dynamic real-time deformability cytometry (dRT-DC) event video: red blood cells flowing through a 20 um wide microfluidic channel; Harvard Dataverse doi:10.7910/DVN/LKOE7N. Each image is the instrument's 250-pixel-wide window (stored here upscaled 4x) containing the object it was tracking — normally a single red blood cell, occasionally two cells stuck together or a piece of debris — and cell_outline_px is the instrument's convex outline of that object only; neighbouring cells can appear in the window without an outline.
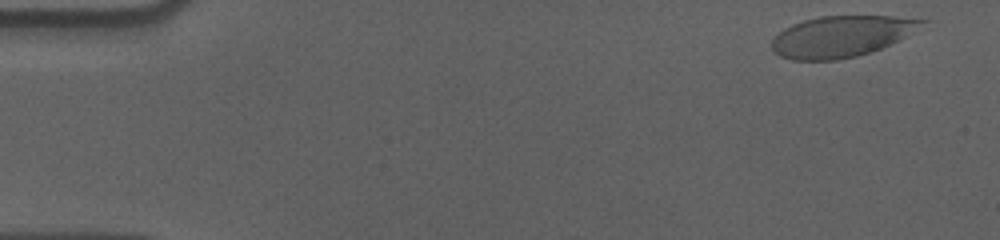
{"species": "human", "species_latin": "Homo sapiens", "temperature_condition": "cold", "stored_images_in_passage": 56, "camera_frame_rate_fps": 3000, "um_per_image_px": 0.085, "donor": {"sex": "male"}, "frame": {"image": 1, "passage_image": 2, "time_ms": 0.333, "image_size_px": [1000, 240], "cell_outline_px": [[928, 20], [904, 36], [880, 48], [856, 56], [836, 60], [792, 60], [780, 56], [772, 48], [772, 40], [784, 28], [792, 24], [804, 20], [820, 16], [892, 16]], "centroid_in_image_um": [71.44, 3.09], "position_along_channel_um": 13.6, "area_um2": 35.2}}
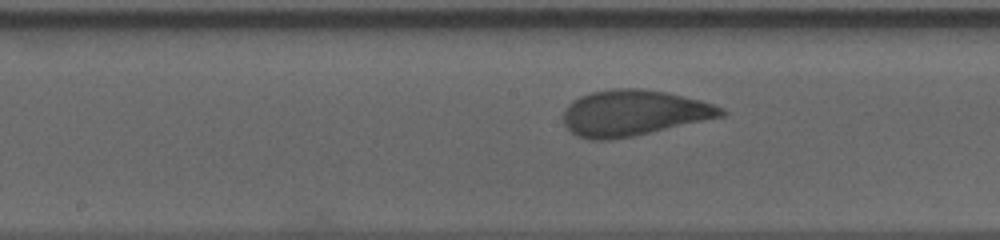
{"frame": {"image": 2, "passage_image": 28, "time_ms": 9.0, "image_size_px": [1000, 240], "cell_outline_px": [[728, 112], [724, 116], [632, 136], [608, 140], [588, 140], [576, 136], [564, 124], [564, 108], [572, 100], [580, 96], [592, 92], [612, 88], [640, 88], [668, 92], [700, 100], [712, 104]], "centroid_in_image_um": [53.82, 9.59], "position_along_channel_um": 194.4, "area_um2": 42.08}}
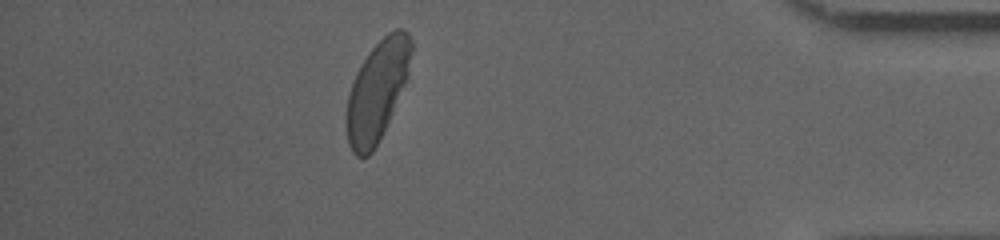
{"frame": {"image": 3, "passage_image": 49, "time_ms": 16.0, "image_size_px": [1000, 240], "cell_outline_px": [[412, 52], [408, 76], [388, 120], [372, 152], [368, 156], [356, 156], [352, 152], [348, 144], [344, 120], [344, 116], [348, 92], [356, 72], [368, 52], [388, 32], [396, 28], [404, 28], [408, 32], [412, 40]], "centroid_in_image_um": [32.02, 7.69], "position_along_channel_um": 403.2, "area_um2": 37.8}, "authors_computed_cell_mechanics": {"area_um2": 40.1421, "velocity_mm_per_s": 3.5788, "shape_relaxation_time_tau1_ms": 5.2646, "shape_relaxation_time_tau2_ms": null, "deformation_change_tau1": 0.1763, "deformation_change_tau2": null}}